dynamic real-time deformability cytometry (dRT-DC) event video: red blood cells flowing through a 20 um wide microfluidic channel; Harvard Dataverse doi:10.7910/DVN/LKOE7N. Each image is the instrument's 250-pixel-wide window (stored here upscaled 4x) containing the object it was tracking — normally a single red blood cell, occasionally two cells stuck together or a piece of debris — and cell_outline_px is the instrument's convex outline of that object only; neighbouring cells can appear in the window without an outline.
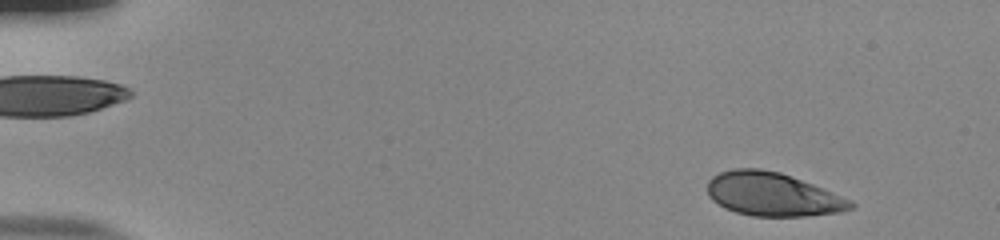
{"species": "human", "species_latin": "Homo sapiens", "temperature_condition": "room temperature", "stored_images_in_passage": 51, "camera_frame_rate_fps": 3000, "um_per_image_px": 0.085, "donor": {"sex": "male"}, "frame": {"image": 1, "passage_image": 3, "time_ms": 0.667, "image_size_px": [1000, 240], "cell_outline_px": [[856, 204], [852, 208], [840, 212], [808, 216], [752, 216], [736, 212], [724, 208], [712, 200], [708, 196], [708, 180], [712, 176], [720, 172], [732, 168], [760, 168], [780, 172], [812, 184], [852, 200]], "centroid_in_image_um": [65.65, 16.52], "position_along_channel_um": 19.3, "area_um2": 36.41}}
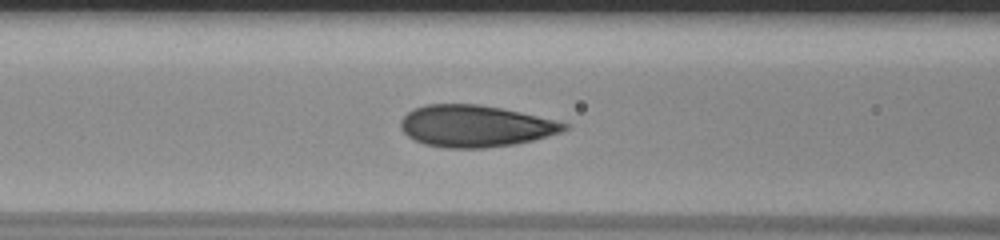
{"frame": {"image": 2, "passage_image": 21, "time_ms": 6.667, "image_size_px": [1000, 240], "cell_outline_px": [[568, 128], [560, 132], [532, 140], [516, 144], [484, 148], [444, 148], [424, 144], [408, 136], [400, 128], [400, 120], [412, 108], [424, 104], [480, 104], [520, 112], [568, 124]], "centroid_in_image_um": [40.33, 10.71], "position_along_channel_um": 126.3, "area_um2": 39.59}}
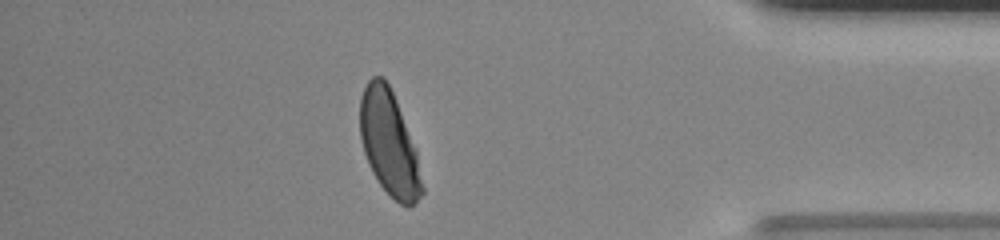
{"frame": {"image": 3, "passage_image": 45, "time_ms": 14.667, "image_size_px": [1000, 240], "cell_outline_px": [[424, 192], [416, 204], [408, 208], [400, 204], [380, 184], [372, 172], [368, 164], [360, 140], [360, 96], [368, 80], [372, 76], [384, 76], [396, 100], [416, 148], [424, 188]], "centroid_in_image_um": [33.09, 12.19], "position_along_channel_um": 402.1, "area_um2": 38.03}, "authors_computed_cell_mechanics": {"area_um2": 38.3792, "velocity_mm_per_s": 3.831, "shape_relaxation_time_tau1_ms": 3.5667, "shape_relaxation_time_tau2_ms": null, "deformation_change_tau1": 0.1617, "deformation_change_tau2": null}}